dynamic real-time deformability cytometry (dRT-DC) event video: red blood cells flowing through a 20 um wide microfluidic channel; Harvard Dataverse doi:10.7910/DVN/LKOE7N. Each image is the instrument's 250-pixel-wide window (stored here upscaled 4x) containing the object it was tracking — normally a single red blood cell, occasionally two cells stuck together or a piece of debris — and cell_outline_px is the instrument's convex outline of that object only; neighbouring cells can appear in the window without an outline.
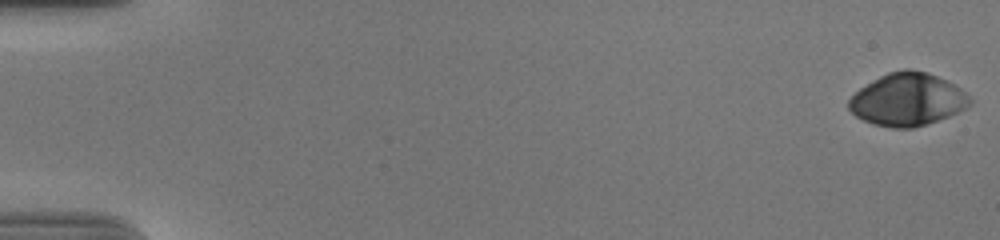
{"species": "human", "species_latin": "Homo sapiens", "temperature_condition": "cold", "stored_images_in_passage": 57, "camera_frame_rate_fps": 3000, "um_per_image_px": 0.085, "donor": {"sex": "male"}, "frame": {"image": 1, "passage_image": 1, "time_ms": 0.0, "image_size_px": [1000, 240], "cell_outline_px": [[972, 100], [964, 108], [948, 116], [912, 128], [892, 128], [872, 124], [856, 116], [848, 108], [848, 100], [860, 88], [880, 76], [888, 72], [904, 68], [908, 68], [928, 72], [960, 88]], "centroid_in_image_um": [77.09, 8.45], "position_along_channel_um": 7.9, "area_um2": 36.65}}
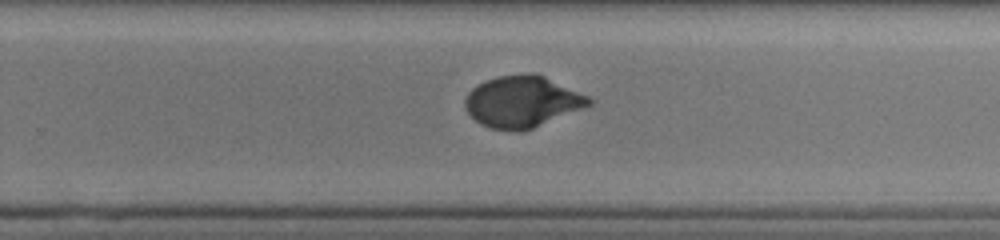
{"frame": {"image": 2, "passage_image": 38, "time_ms": 12.333, "image_size_px": [1000, 240], "cell_outline_px": [[592, 104], [532, 128], [520, 132], [512, 132], [492, 128], [480, 124], [464, 108], [464, 100], [468, 92], [476, 84], [496, 76], [532, 72], [544, 76], [588, 96], [592, 100]], "centroid_in_image_um": [44.34, 8.63], "position_along_channel_um": 285.5, "area_um2": 37.05}}
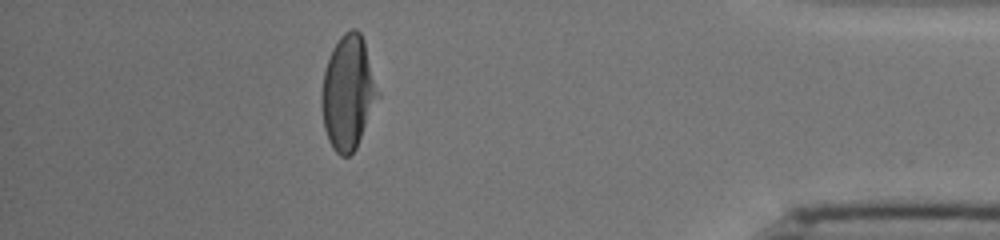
{"frame": {"image": 3, "passage_image": 51, "time_ms": 16.667, "image_size_px": [1000, 240], "cell_outline_px": [[380, 96], [356, 148], [348, 156], [340, 156], [332, 148], [328, 140], [324, 128], [320, 104], [320, 100], [324, 72], [332, 48], [340, 36], [344, 32], [352, 28], [356, 28], [360, 32], [364, 40], [380, 92]], "centroid_in_image_um": [29.59, 7.87], "position_along_channel_um": 405.6, "area_um2": 37.69}, "authors_computed_cell_mechanics": {"area_um2": 37.0498, "velocity_mm_per_s": 3.6772, "shape_relaxation_time_tau1_ms": 4.6706, "shape_relaxation_time_tau2_ms": null, "deformation_change_tau1": 0.1924, "deformation_change_tau2": null}}